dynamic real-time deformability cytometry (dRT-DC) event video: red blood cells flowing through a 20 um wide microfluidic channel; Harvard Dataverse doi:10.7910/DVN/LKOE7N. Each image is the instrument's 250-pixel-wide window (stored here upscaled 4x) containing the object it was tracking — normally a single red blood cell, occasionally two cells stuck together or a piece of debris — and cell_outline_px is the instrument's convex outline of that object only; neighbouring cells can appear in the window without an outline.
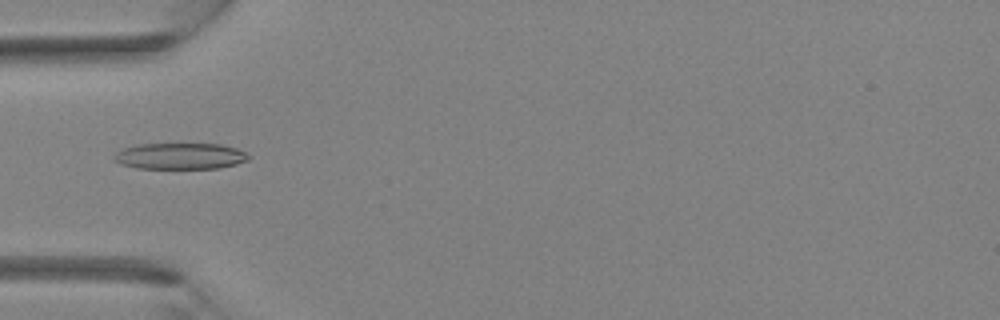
{"species": "Egyptian fruit bat (a non-hibernating species)", "species_latin": "Rousettus aegyptiacus", "temperature_condition": "room temperature", "stored_images_in_passage": 32, "camera_frame_rate_fps": 3000, "um_per_image_px": 0.085, "animal": {"sex": "female"}, "frame": {"image": 1, "passage_image": 4, "time_ms": 1.0, "image_size_px": [1000, 320], "cell_outline_px": [[252, 156], [248, 160], [236, 164], [220, 168], [136, 168], [120, 164], [112, 160], [112, 156], [116, 152], [124, 148], [136, 144], [220, 144], [236, 148]], "centroid_in_image_um": [15.28, 13.27], "position_along_channel_um": 69.7, "area_um2": 20.69}}
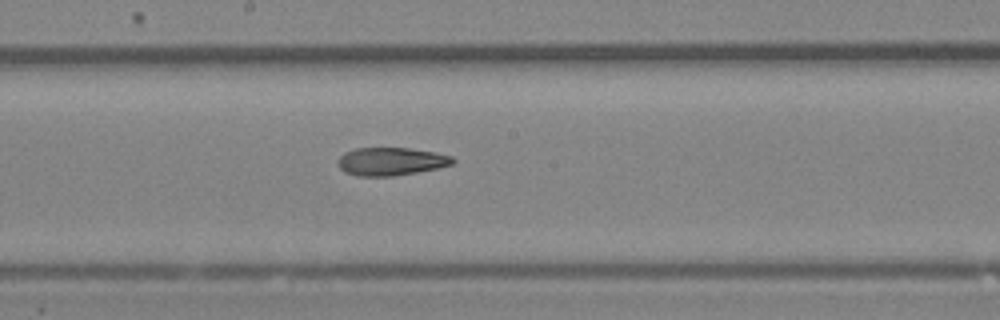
{"frame": {"image": 2, "passage_image": 13, "time_ms": 4.0, "image_size_px": [1000, 320], "cell_outline_px": [[456, 160], [452, 164], [436, 168], [416, 172], [392, 176], [356, 176], [344, 172], [336, 164], [336, 160], [344, 152], [356, 148], [408, 148], [436, 152], [452, 156]], "centroid_in_image_um": [33.19, 13.72], "position_along_channel_um": 215.0, "area_um2": 18.84}}
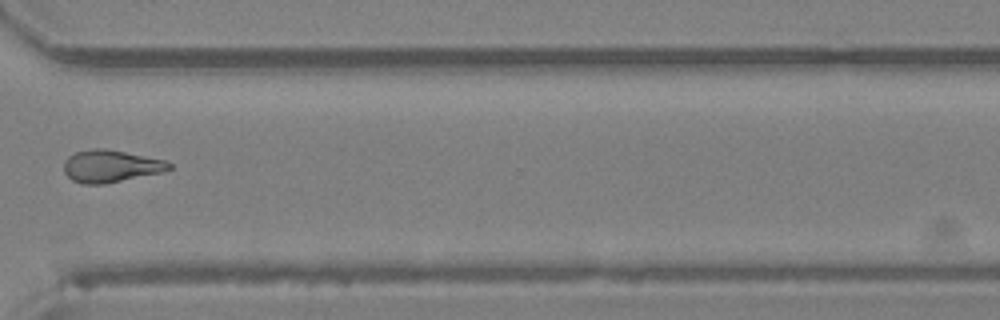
{"frame": {"image": 3, "passage_image": 22, "time_ms": 7.0, "image_size_px": [1000, 320], "cell_outline_px": [[172, 168], [160, 172], [104, 184], [84, 184], [72, 180], [64, 172], [64, 160], [68, 156], [76, 152], [92, 148], [104, 148], [164, 160], [172, 164]], "centroid_in_image_um": [9.36, 14.12], "position_along_channel_um": 361.2, "area_um2": 19.54}}